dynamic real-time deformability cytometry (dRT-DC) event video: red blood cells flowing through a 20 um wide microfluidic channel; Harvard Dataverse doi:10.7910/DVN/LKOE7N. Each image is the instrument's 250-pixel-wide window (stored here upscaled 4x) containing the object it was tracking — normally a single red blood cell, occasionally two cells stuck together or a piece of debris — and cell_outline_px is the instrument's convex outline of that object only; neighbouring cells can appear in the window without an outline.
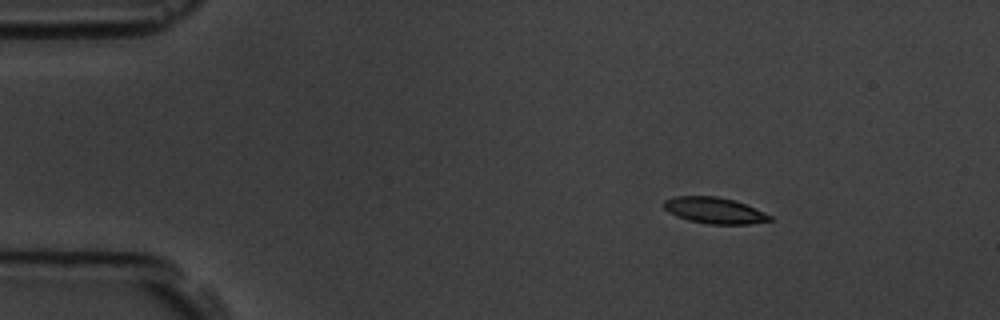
{"species": "common noctule bat (a hibernating species)", "species_latin": "Nyctalus noctula", "temperature_condition": "room temperature", "stored_images_in_passage": 4, "segment_of_instrument_passage": [1, 2], "camera_frame_rate_fps": 3000, "um_per_image_px": 0.085, "animal": {"sex": "male", "body_mass_g": 19.5, "forearm_length_mm": 54.6}, "frame": {"image": 1, "passage_image": 1, "time_ms": 0.0, "image_size_px": [1000, 320], "cell_outline_px": [[772, 220], [748, 224], [708, 224], [688, 220], [676, 216], [668, 212], [664, 208], [664, 200], [676, 196], [716, 196], [732, 200], [744, 204], [764, 212], [772, 216]], "centroid_in_image_um": [60.7, 17.89], "position_along_channel_um": 24.3, "area_um2": 16.01}}